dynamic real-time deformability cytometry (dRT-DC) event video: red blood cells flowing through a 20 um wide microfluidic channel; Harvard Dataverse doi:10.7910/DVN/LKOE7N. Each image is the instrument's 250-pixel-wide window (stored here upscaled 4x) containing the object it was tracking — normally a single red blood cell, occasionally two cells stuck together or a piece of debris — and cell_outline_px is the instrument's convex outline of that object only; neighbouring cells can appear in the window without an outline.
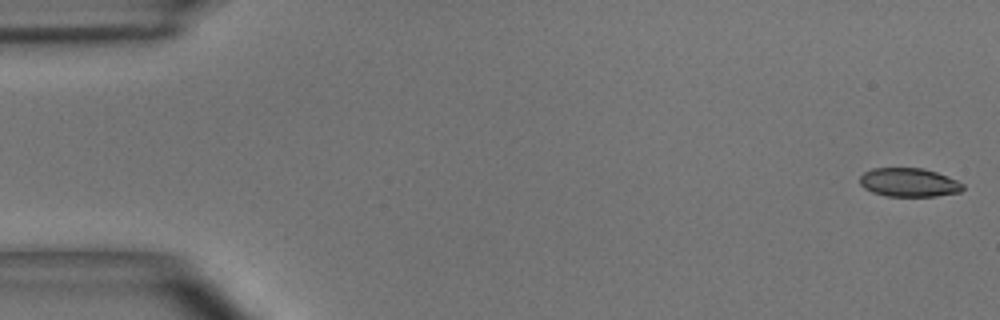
{"species": "common noctule bat (a hibernating species)", "species_latin": "Nyctalus noctula", "temperature_condition": "room temperature", "stored_images_in_passage": 49, "camera_frame_rate_fps": 3000, "um_per_image_px": 0.085, "animal": {"sex": "male", "body_mass_g": 15.6}, "frame": {"image": 1, "passage_image": 1, "time_ms": 0.0, "image_size_px": [1000, 320], "cell_outline_px": [[964, 188], [960, 192], [936, 196], [888, 196], [872, 192], [864, 188], [860, 184], [860, 176], [864, 172], [872, 168], [924, 168], [948, 176], [964, 184]], "centroid_in_image_um": [77.26, 15.5], "position_along_channel_um": 7.7, "area_um2": 17.28}}
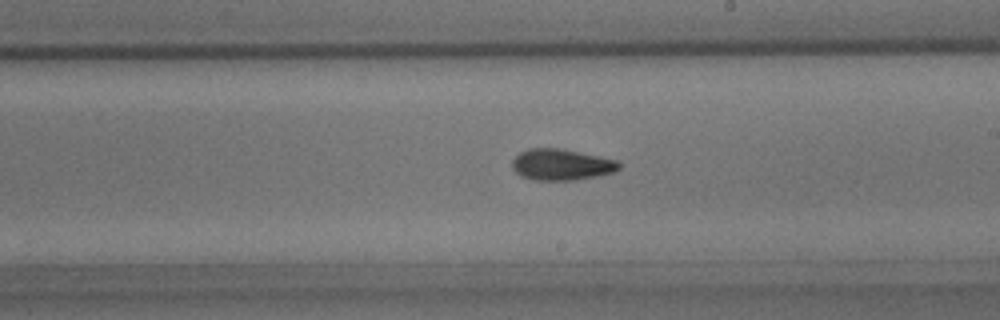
{"frame": {"image": 2, "passage_image": 28, "time_ms": 9.0, "image_size_px": [1000, 320], "cell_outline_px": [[620, 168], [612, 172], [596, 176], [572, 180], [532, 180], [520, 176], [512, 168], [512, 160], [520, 152], [528, 148], [560, 148], [620, 160]], "centroid_in_image_um": [47.71, 13.98], "position_along_channel_um": 241.3, "area_um2": 19.54}}
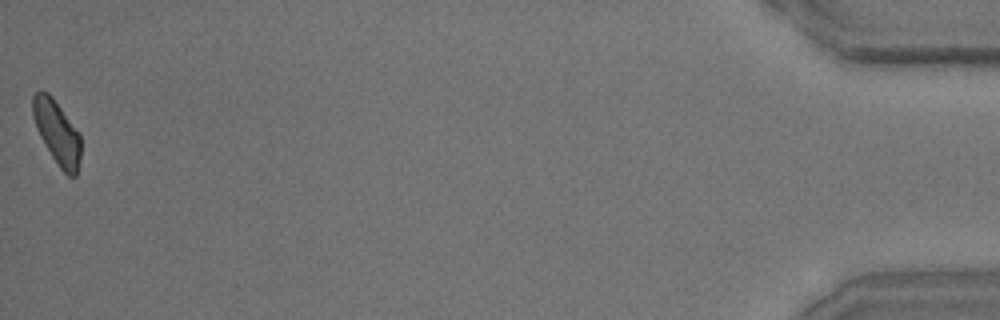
{"frame": {"image": 3, "passage_image": 49, "time_ms": 16.0, "image_size_px": [1000, 320], "cell_outline_px": [[80, 160], [76, 176], [68, 176], [60, 168], [52, 156], [40, 136], [36, 128], [32, 116], [32, 96], [36, 92], [48, 92], [52, 96], [80, 132]], "centroid_in_image_um": [4.85, 11.24], "position_along_channel_um": 430.3, "area_um2": 17.86}, "authors_computed_cell_mechanics": {"area_um2": 18.7272, "velocity_mm_per_s": 4.0602, "shape_relaxation_time_tau1_ms": 3.2557, "shape_relaxation_time_tau2_ms": 2.1119, "deformation_change_tau1": 0.1355, "deformation_change_tau2": 0.0915}}